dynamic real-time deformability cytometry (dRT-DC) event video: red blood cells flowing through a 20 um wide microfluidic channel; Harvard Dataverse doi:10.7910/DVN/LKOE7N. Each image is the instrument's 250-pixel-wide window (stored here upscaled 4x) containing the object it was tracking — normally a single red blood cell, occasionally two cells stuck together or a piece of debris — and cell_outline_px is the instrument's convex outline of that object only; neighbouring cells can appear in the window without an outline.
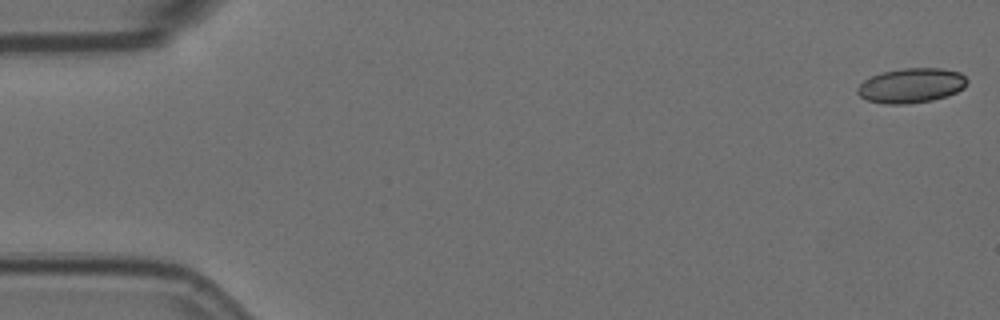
{"species": "Egyptian fruit bat (a non-hibernating species)", "species_latin": "Rousettus aegyptiacus", "temperature_condition": "room temperature", "stored_images_in_passage": 8, "camera_frame_rate_fps": 3000, "um_per_image_px": 0.085, "animal": {"sex": "female"}, "frame": {"image": 1, "passage_image": 1, "time_ms": 0.0, "image_size_px": [1000, 320], "cell_outline_px": [[968, 84], [964, 88], [956, 92], [932, 100], [904, 104], [884, 104], [868, 100], [860, 96], [856, 92], [856, 88], [864, 80], [872, 76], [884, 72], [904, 68], [940, 68], [960, 72], [968, 80]], "centroid_in_image_um": [77.46, 7.26], "position_along_channel_um": 7.5, "area_um2": 22.08}}
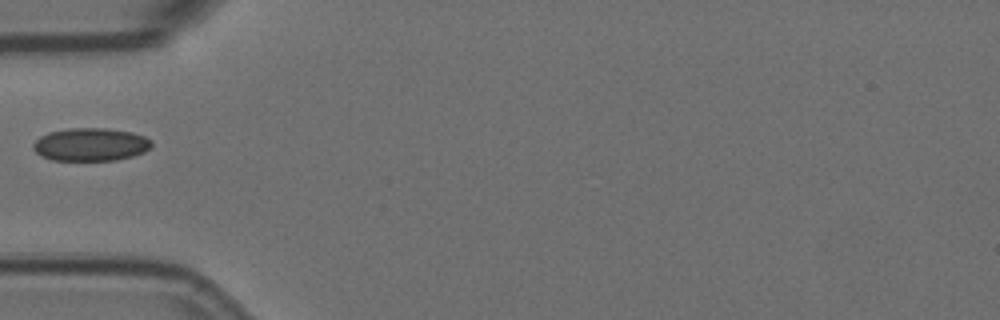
{"frame": {"image": 2, "passage_image": 6, "time_ms": 1.667, "image_size_px": [1000, 320], "cell_outline_px": [[152, 148], [144, 152], [132, 156], [116, 160], [52, 160], [36, 152], [32, 148], [32, 144], [40, 136], [48, 132], [68, 128], [104, 128], [132, 132], [144, 136], [152, 140]], "centroid_in_image_um": [7.72, 12.27], "position_along_channel_um": 77.3, "area_um2": 22.83}}
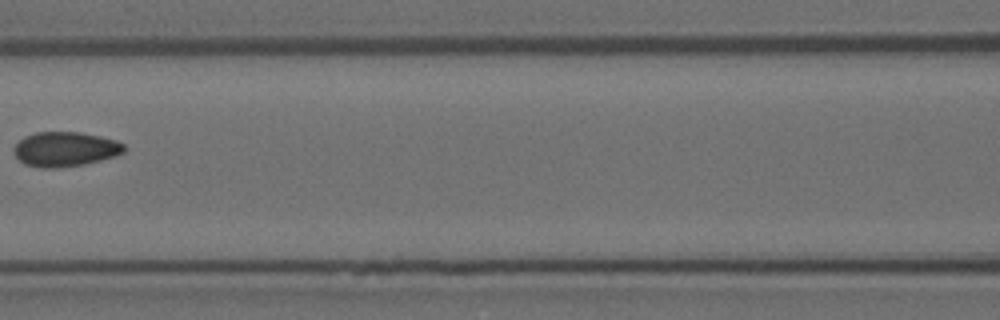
{"frame": {"image": 3, "passage_image": 8, "time_ms": 2.333, "image_size_px": [1000, 320], "cell_outline_px": [[124, 152], [116, 156], [84, 164], [52, 168], [40, 168], [24, 164], [16, 156], [12, 148], [24, 136], [36, 132], [80, 132], [100, 136], [116, 140], [124, 144]], "centroid_in_image_um": [5.52, 12.67], "position_along_channel_um": 161.1, "area_um2": 22.25}}